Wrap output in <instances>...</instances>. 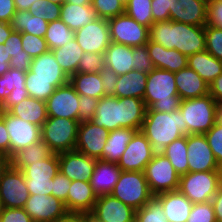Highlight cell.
I'll list each match as a JSON object with an SVG mask.
<instances>
[{
    "label": "cell",
    "mask_w": 222,
    "mask_h": 222,
    "mask_svg": "<svg viewBox=\"0 0 222 222\" xmlns=\"http://www.w3.org/2000/svg\"><path fill=\"white\" fill-rule=\"evenodd\" d=\"M146 109L144 100L140 98L104 96L99 99L91 121L109 132L120 128L140 131Z\"/></svg>",
    "instance_id": "6da1fadb"
},
{
    "label": "cell",
    "mask_w": 222,
    "mask_h": 222,
    "mask_svg": "<svg viewBox=\"0 0 222 222\" xmlns=\"http://www.w3.org/2000/svg\"><path fill=\"white\" fill-rule=\"evenodd\" d=\"M148 34L150 41L167 49H176L187 57L206 50L205 26L159 21L149 27Z\"/></svg>",
    "instance_id": "7a4b0ae2"
},
{
    "label": "cell",
    "mask_w": 222,
    "mask_h": 222,
    "mask_svg": "<svg viewBox=\"0 0 222 222\" xmlns=\"http://www.w3.org/2000/svg\"><path fill=\"white\" fill-rule=\"evenodd\" d=\"M141 132L151 143L154 152L161 153L174 140L187 136V125L179 110L171 113L146 111Z\"/></svg>",
    "instance_id": "3957f363"
},
{
    "label": "cell",
    "mask_w": 222,
    "mask_h": 222,
    "mask_svg": "<svg viewBox=\"0 0 222 222\" xmlns=\"http://www.w3.org/2000/svg\"><path fill=\"white\" fill-rule=\"evenodd\" d=\"M143 100L146 111L171 113L178 110L181 99L175 83V72L154 68L148 73Z\"/></svg>",
    "instance_id": "277c9868"
},
{
    "label": "cell",
    "mask_w": 222,
    "mask_h": 222,
    "mask_svg": "<svg viewBox=\"0 0 222 222\" xmlns=\"http://www.w3.org/2000/svg\"><path fill=\"white\" fill-rule=\"evenodd\" d=\"M217 103L210 95L181 100L179 111L187 125V135L205 134L215 124Z\"/></svg>",
    "instance_id": "5b68a950"
},
{
    "label": "cell",
    "mask_w": 222,
    "mask_h": 222,
    "mask_svg": "<svg viewBox=\"0 0 222 222\" xmlns=\"http://www.w3.org/2000/svg\"><path fill=\"white\" fill-rule=\"evenodd\" d=\"M80 122L62 117H48L41 126V140L53 153L75 150Z\"/></svg>",
    "instance_id": "8992f818"
},
{
    "label": "cell",
    "mask_w": 222,
    "mask_h": 222,
    "mask_svg": "<svg viewBox=\"0 0 222 222\" xmlns=\"http://www.w3.org/2000/svg\"><path fill=\"white\" fill-rule=\"evenodd\" d=\"M111 195L136 211L154 196L144 172L138 171H122Z\"/></svg>",
    "instance_id": "52a82bcc"
},
{
    "label": "cell",
    "mask_w": 222,
    "mask_h": 222,
    "mask_svg": "<svg viewBox=\"0 0 222 222\" xmlns=\"http://www.w3.org/2000/svg\"><path fill=\"white\" fill-rule=\"evenodd\" d=\"M218 189L217 171L188 172L180 175L178 191L193 204L211 201Z\"/></svg>",
    "instance_id": "ba28073f"
},
{
    "label": "cell",
    "mask_w": 222,
    "mask_h": 222,
    "mask_svg": "<svg viewBox=\"0 0 222 222\" xmlns=\"http://www.w3.org/2000/svg\"><path fill=\"white\" fill-rule=\"evenodd\" d=\"M144 174L154 196L178 190L180 175L162 153L154 154L152 160L146 165Z\"/></svg>",
    "instance_id": "9c48e42d"
},
{
    "label": "cell",
    "mask_w": 222,
    "mask_h": 222,
    "mask_svg": "<svg viewBox=\"0 0 222 222\" xmlns=\"http://www.w3.org/2000/svg\"><path fill=\"white\" fill-rule=\"evenodd\" d=\"M111 41L130 47L143 46L149 40V28L126 13L107 19Z\"/></svg>",
    "instance_id": "30bf717a"
},
{
    "label": "cell",
    "mask_w": 222,
    "mask_h": 222,
    "mask_svg": "<svg viewBox=\"0 0 222 222\" xmlns=\"http://www.w3.org/2000/svg\"><path fill=\"white\" fill-rule=\"evenodd\" d=\"M28 198L23 172L10 165L0 180V201L3 208H24Z\"/></svg>",
    "instance_id": "8fae6325"
},
{
    "label": "cell",
    "mask_w": 222,
    "mask_h": 222,
    "mask_svg": "<svg viewBox=\"0 0 222 222\" xmlns=\"http://www.w3.org/2000/svg\"><path fill=\"white\" fill-rule=\"evenodd\" d=\"M154 154L151 143L140 130L133 135L117 165L122 171L144 172Z\"/></svg>",
    "instance_id": "7c38bea8"
},
{
    "label": "cell",
    "mask_w": 222,
    "mask_h": 222,
    "mask_svg": "<svg viewBox=\"0 0 222 222\" xmlns=\"http://www.w3.org/2000/svg\"><path fill=\"white\" fill-rule=\"evenodd\" d=\"M4 122L10 137L9 157L41 140V127L4 111Z\"/></svg>",
    "instance_id": "4fadbf2b"
},
{
    "label": "cell",
    "mask_w": 222,
    "mask_h": 222,
    "mask_svg": "<svg viewBox=\"0 0 222 222\" xmlns=\"http://www.w3.org/2000/svg\"><path fill=\"white\" fill-rule=\"evenodd\" d=\"M75 40L84 52L104 53L110 45V30L107 19L97 18L75 31Z\"/></svg>",
    "instance_id": "5bb4252c"
},
{
    "label": "cell",
    "mask_w": 222,
    "mask_h": 222,
    "mask_svg": "<svg viewBox=\"0 0 222 222\" xmlns=\"http://www.w3.org/2000/svg\"><path fill=\"white\" fill-rule=\"evenodd\" d=\"M79 98L80 95L70 83L57 87L45 101L48 117H62L79 121Z\"/></svg>",
    "instance_id": "9a60e30c"
},
{
    "label": "cell",
    "mask_w": 222,
    "mask_h": 222,
    "mask_svg": "<svg viewBox=\"0 0 222 222\" xmlns=\"http://www.w3.org/2000/svg\"><path fill=\"white\" fill-rule=\"evenodd\" d=\"M188 172L217 171L219 165L204 134L187 135Z\"/></svg>",
    "instance_id": "2e32d148"
},
{
    "label": "cell",
    "mask_w": 222,
    "mask_h": 222,
    "mask_svg": "<svg viewBox=\"0 0 222 222\" xmlns=\"http://www.w3.org/2000/svg\"><path fill=\"white\" fill-rule=\"evenodd\" d=\"M109 131L92 121L80 122L75 150L89 157L103 160V148Z\"/></svg>",
    "instance_id": "e0dca14e"
},
{
    "label": "cell",
    "mask_w": 222,
    "mask_h": 222,
    "mask_svg": "<svg viewBox=\"0 0 222 222\" xmlns=\"http://www.w3.org/2000/svg\"><path fill=\"white\" fill-rule=\"evenodd\" d=\"M24 209L33 222H56L68 212L62 200L45 194L29 195Z\"/></svg>",
    "instance_id": "ac0fdd59"
},
{
    "label": "cell",
    "mask_w": 222,
    "mask_h": 222,
    "mask_svg": "<svg viewBox=\"0 0 222 222\" xmlns=\"http://www.w3.org/2000/svg\"><path fill=\"white\" fill-rule=\"evenodd\" d=\"M59 171L71 181H90L96 164V158L89 157L76 150L58 153Z\"/></svg>",
    "instance_id": "d6986e66"
},
{
    "label": "cell",
    "mask_w": 222,
    "mask_h": 222,
    "mask_svg": "<svg viewBox=\"0 0 222 222\" xmlns=\"http://www.w3.org/2000/svg\"><path fill=\"white\" fill-rule=\"evenodd\" d=\"M25 79L54 80L55 88L69 83V77L62 70L51 50L32 58L30 69L26 72Z\"/></svg>",
    "instance_id": "ffe728a7"
},
{
    "label": "cell",
    "mask_w": 222,
    "mask_h": 222,
    "mask_svg": "<svg viewBox=\"0 0 222 222\" xmlns=\"http://www.w3.org/2000/svg\"><path fill=\"white\" fill-rule=\"evenodd\" d=\"M91 213L102 222H135L136 210L109 194L97 197Z\"/></svg>",
    "instance_id": "44dd1931"
},
{
    "label": "cell",
    "mask_w": 222,
    "mask_h": 222,
    "mask_svg": "<svg viewBox=\"0 0 222 222\" xmlns=\"http://www.w3.org/2000/svg\"><path fill=\"white\" fill-rule=\"evenodd\" d=\"M170 20L205 26L207 24L208 0H169Z\"/></svg>",
    "instance_id": "7402d4cb"
},
{
    "label": "cell",
    "mask_w": 222,
    "mask_h": 222,
    "mask_svg": "<svg viewBox=\"0 0 222 222\" xmlns=\"http://www.w3.org/2000/svg\"><path fill=\"white\" fill-rule=\"evenodd\" d=\"M121 172L117 163L97 159L90 178V185L96 196L111 194Z\"/></svg>",
    "instance_id": "603a6c76"
},
{
    "label": "cell",
    "mask_w": 222,
    "mask_h": 222,
    "mask_svg": "<svg viewBox=\"0 0 222 222\" xmlns=\"http://www.w3.org/2000/svg\"><path fill=\"white\" fill-rule=\"evenodd\" d=\"M175 83L181 100L209 94V85L197 72L188 66L175 72Z\"/></svg>",
    "instance_id": "cb8c5ba5"
},
{
    "label": "cell",
    "mask_w": 222,
    "mask_h": 222,
    "mask_svg": "<svg viewBox=\"0 0 222 222\" xmlns=\"http://www.w3.org/2000/svg\"><path fill=\"white\" fill-rule=\"evenodd\" d=\"M146 45L155 68L177 72L187 67L188 57L178 50L167 49L150 40Z\"/></svg>",
    "instance_id": "d4e9b609"
},
{
    "label": "cell",
    "mask_w": 222,
    "mask_h": 222,
    "mask_svg": "<svg viewBox=\"0 0 222 222\" xmlns=\"http://www.w3.org/2000/svg\"><path fill=\"white\" fill-rule=\"evenodd\" d=\"M168 222H187L193 203L178 190L155 195Z\"/></svg>",
    "instance_id": "484cf974"
},
{
    "label": "cell",
    "mask_w": 222,
    "mask_h": 222,
    "mask_svg": "<svg viewBox=\"0 0 222 222\" xmlns=\"http://www.w3.org/2000/svg\"><path fill=\"white\" fill-rule=\"evenodd\" d=\"M97 200L90 181L74 180L71 182L67 196L68 212H92Z\"/></svg>",
    "instance_id": "4316f807"
},
{
    "label": "cell",
    "mask_w": 222,
    "mask_h": 222,
    "mask_svg": "<svg viewBox=\"0 0 222 222\" xmlns=\"http://www.w3.org/2000/svg\"><path fill=\"white\" fill-rule=\"evenodd\" d=\"M104 60L105 67L111 69L117 75H123L134 70V57L130 46L111 41L104 52Z\"/></svg>",
    "instance_id": "83f0119b"
},
{
    "label": "cell",
    "mask_w": 222,
    "mask_h": 222,
    "mask_svg": "<svg viewBox=\"0 0 222 222\" xmlns=\"http://www.w3.org/2000/svg\"><path fill=\"white\" fill-rule=\"evenodd\" d=\"M187 66L197 72L208 85L222 74V61L207 50L188 56Z\"/></svg>",
    "instance_id": "f1b7e54d"
},
{
    "label": "cell",
    "mask_w": 222,
    "mask_h": 222,
    "mask_svg": "<svg viewBox=\"0 0 222 222\" xmlns=\"http://www.w3.org/2000/svg\"><path fill=\"white\" fill-rule=\"evenodd\" d=\"M8 112L15 117L40 127L48 118L45 101L32 97L23 99L20 103L12 106Z\"/></svg>",
    "instance_id": "f546056e"
},
{
    "label": "cell",
    "mask_w": 222,
    "mask_h": 222,
    "mask_svg": "<svg viewBox=\"0 0 222 222\" xmlns=\"http://www.w3.org/2000/svg\"><path fill=\"white\" fill-rule=\"evenodd\" d=\"M98 18L91 5L65 3L61 6L60 19L72 30L76 31Z\"/></svg>",
    "instance_id": "4dcf8cb0"
},
{
    "label": "cell",
    "mask_w": 222,
    "mask_h": 222,
    "mask_svg": "<svg viewBox=\"0 0 222 222\" xmlns=\"http://www.w3.org/2000/svg\"><path fill=\"white\" fill-rule=\"evenodd\" d=\"M147 73L132 70L126 74L119 75L116 84L115 97H135L143 99L147 83Z\"/></svg>",
    "instance_id": "1f68e13d"
},
{
    "label": "cell",
    "mask_w": 222,
    "mask_h": 222,
    "mask_svg": "<svg viewBox=\"0 0 222 222\" xmlns=\"http://www.w3.org/2000/svg\"><path fill=\"white\" fill-rule=\"evenodd\" d=\"M137 132L134 129L120 128L109 132L106 145L103 148V160L118 163L128 143Z\"/></svg>",
    "instance_id": "d6a6232c"
},
{
    "label": "cell",
    "mask_w": 222,
    "mask_h": 222,
    "mask_svg": "<svg viewBox=\"0 0 222 222\" xmlns=\"http://www.w3.org/2000/svg\"><path fill=\"white\" fill-rule=\"evenodd\" d=\"M56 61L61 66L62 70L70 78L74 73H77L78 64L83 56V49L74 39L67 42L64 46L51 50Z\"/></svg>",
    "instance_id": "836d02e7"
},
{
    "label": "cell",
    "mask_w": 222,
    "mask_h": 222,
    "mask_svg": "<svg viewBox=\"0 0 222 222\" xmlns=\"http://www.w3.org/2000/svg\"><path fill=\"white\" fill-rule=\"evenodd\" d=\"M69 83L79 95H86L96 99L104 97L100 72L74 73L69 78Z\"/></svg>",
    "instance_id": "e575fe53"
},
{
    "label": "cell",
    "mask_w": 222,
    "mask_h": 222,
    "mask_svg": "<svg viewBox=\"0 0 222 222\" xmlns=\"http://www.w3.org/2000/svg\"><path fill=\"white\" fill-rule=\"evenodd\" d=\"M10 26L16 32L30 33L44 38L48 22L40 17L31 15L29 10H16L14 16L11 18Z\"/></svg>",
    "instance_id": "d590c367"
},
{
    "label": "cell",
    "mask_w": 222,
    "mask_h": 222,
    "mask_svg": "<svg viewBox=\"0 0 222 222\" xmlns=\"http://www.w3.org/2000/svg\"><path fill=\"white\" fill-rule=\"evenodd\" d=\"M22 172L25 179H32V181H51L59 172L58 154L52 153L49 157L26 166Z\"/></svg>",
    "instance_id": "8d00e7d4"
},
{
    "label": "cell",
    "mask_w": 222,
    "mask_h": 222,
    "mask_svg": "<svg viewBox=\"0 0 222 222\" xmlns=\"http://www.w3.org/2000/svg\"><path fill=\"white\" fill-rule=\"evenodd\" d=\"M52 153L49 147L40 140L15 153L11 157V165L22 171L26 166L43 160Z\"/></svg>",
    "instance_id": "74e56055"
},
{
    "label": "cell",
    "mask_w": 222,
    "mask_h": 222,
    "mask_svg": "<svg viewBox=\"0 0 222 222\" xmlns=\"http://www.w3.org/2000/svg\"><path fill=\"white\" fill-rule=\"evenodd\" d=\"M161 153L169 159L179 175L188 173L186 135L171 142Z\"/></svg>",
    "instance_id": "f35d334b"
},
{
    "label": "cell",
    "mask_w": 222,
    "mask_h": 222,
    "mask_svg": "<svg viewBox=\"0 0 222 222\" xmlns=\"http://www.w3.org/2000/svg\"><path fill=\"white\" fill-rule=\"evenodd\" d=\"M4 44L7 45L8 55L11 56L10 67L27 72L32 57L22 49L21 32L13 31Z\"/></svg>",
    "instance_id": "ab89813d"
},
{
    "label": "cell",
    "mask_w": 222,
    "mask_h": 222,
    "mask_svg": "<svg viewBox=\"0 0 222 222\" xmlns=\"http://www.w3.org/2000/svg\"><path fill=\"white\" fill-rule=\"evenodd\" d=\"M74 37L75 31H72L61 19H58L48 23L44 39L49 50H53L64 46Z\"/></svg>",
    "instance_id": "60d3db41"
},
{
    "label": "cell",
    "mask_w": 222,
    "mask_h": 222,
    "mask_svg": "<svg viewBox=\"0 0 222 222\" xmlns=\"http://www.w3.org/2000/svg\"><path fill=\"white\" fill-rule=\"evenodd\" d=\"M125 13L139 24L150 27L153 24L151 0H128Z\"/></svg>",
    "instance_id": "b9f144b4"
},
{
    "label": "cell",
    "mask_w": 222,
    "mask_h": 222,
    "mask_svg": "<svg viewBox=\"0 0 222 222\" xmlns=\"http://www.w3.org/2000/svg\"><path fill=\"white\" fill-rule=\"evenodd\" d=\"M25 77L26 72L14 68L0 76V106L14 88L25 89Z\"/></svg>",
    "instance_id": "7bdbcfd3"
},
{
    "label": "cell",
    "mask_w": 222,
    "mask_h": 222,
    "mask_svg": "<svg viewBox=\"0 0 222 222\" xmlns=\"http://www.w3.org/2000/svg\"><path fill=\"white\" fill-rule=\"evenodd\" d=\"M135 222H168L161 202L153 196L135 213Z\"/></svg>",
    "instance_id": "ee69618b"
},
{
    "label": "cell",
    "mask_w": 222,
    "mask_h": 222,
    "mask_svg": "<svg viewBox=\"0 0 222 222\" xmlns=\"http://www.w3.org/2000/svg\"><path fill=\"white\" fill-rule=\"evenodd\" d=\"M29 97L46 101L55 91L54 80L25 79Z\"/></svg>",
    "instance_id": "f6af8a7d"
},
{
    "label": "cell",
    "mask_w": 222,
    "mask_h": 222,
    "mask_svg": "<svg viewBox=\"0 0 222 222\" xmlns=\"http://www.w3.org/2000/svg\"><path fill=\"white\" fill-rule=\"evenodd\" d=\"M61 6L47 0H37L29 8L31 15L40 17L48 23L60 19Z\"/></svg>",
    "instance_id": "bcb514c9"
},
{
    "label": "cell",
    "mask_w": 222,
    "mask_h": 222,
    "mask_svg": "<svg viewBox=\"0 0 222 222\" xmlns=\"http://www.w3.org/2000/svg\"><path fill=\"white\" fill-rule=\"evenodd\" d=\"M91 6L98 18L109 19L125 13V6L120 0H92Z\"/></svg>",
    "instance_id": "7dc6e473"
},
{
    "label": "cell",
    "mask_w": 222,
    "mask_h": 222,
    "mask_svg": "<svg viewBox=\"0 0 222 222\" xmlns=\"http://www.w3.org/2000/svg\"><path fill=\"white\" fill-rule=\"evenodd\" d=\"M206 50L222 61V28L205 25Z\"/></svg>",
    "instance_id": "c3c4849f"
},
{
    "label": "cell",
    "mask_w": 222,
    "mask_h": 222,
    "mask_svg": "<svg viewBox=\"0 0 222 222\" xmlns=\"http://www.w3.org/2000/svg\"><path fill=\"white\" fill-rule=\"evenodd\" d=\"M22 49L32 58L38 57L49 51L44 38L21 32Z\"/></svg>",
    "instance_id": "681fc988"
},
{
    "label": "cell",
    "mask_w": 222,
    "mask_h": 222,
    "mask_svg": "<svg viewBox=\"0 0 222 222\" xmlns=\"http://www.w3.org/2000/svg\"><path fill=\"white\" fill-rule=\"evenodd\" d=\"M105 67L104 53L84 52L78 64L79 73L100 72Z\"/></svg>",
    "instance_id": "f907efd6"
},
{
    "label": "cell",
    "mask_w": 222,
    "mask_h": 222,
    "mask_svg": "<svg viewBox=\"0 0 222 222\" xmlns=\"http://www.w3.org/2000/svg\"><path fill=\"white\" fill-rule=\"evenodd\" d=\"M187 222H216L212 202L193 204Z\"/></svg>",
    "instance_id": "816d5d0a"
},
{
    "label": "cell",
    "mask_w": 222,
    "mask_h": 222,
    "mask_svg": "<svg viewBox=\"0 0 222 222\" xmlns=\"http://www.w3.org/2000/svg\"><path fill=\"white\" fill-rule=\"evenodd\" d=\"M209 147L212 150L216 163L222 165V125L215 123L207 133L204 134Z\"/></svg>",
    "instance_id": "f5cc1de1"
},
{
    "label": "cell",
    "mask_w": 222,
    "mask_h": 222,
    "mask_svg": "<svg viewBox=\"0 0 222 222\" xmlns=\"http://www.w3.org/2000/svg\"><path fill=\"white\" fill-rule=\"evenodd\" d=\"M132 56L134 57V70L148 74L155 68L150 59L147 45L132 47Z\"/></svg>",
    "instance_id": "db71d44e"
},
{
    "label": "cell",
    "mask_w": 222,
    "mask_h": 222,
    "mask_svg": "<svg viewBox=\"0 0 222 222\" xmlns=\"http://www.w3.org/2000/svg\"><path fill=\"white\" fill-rule=\"evenodd\" d=\"M71 180L60 171L53 177L51 196L62 200L67 209L68 190L71 186Z\"/></svg>",
    "instance_id": "11a10c76"
},
{
    "label": "cell",
    "mask_w": 222,
    "mask_h": 222,
    "mask_svg": "<svg viewBox=\"0 0 222 222\" xmlns=\"http://www.w3.org/2000/svg\"><path fill=\"white\" fill-rule=\"evenodd\" d=\"M98 101L99 99L86 95H80L78 102L79 122L91 121L93 119Z\"/></svg>",
    "instance_id": "9f6ffc18"
},
{
    "label": "cell",
    "mask_w": 222,
    "mask_h": 222,
    "mask_svg": "<svg viewBox=\"0 0 222 222\" xmlns=\"http://www.w3.org/2000/svg\"><path fill=\"white\" fill-rule=\"evenodd\" d=\"M207 25L222 28V0H208Z\"/></svg>",
    "instance_id": "6f0895ef"
},
{
    "label": "cell",
    "mask_w": 222,
    "mask_h": 222,
    "mask_svg": "<svg viewBox=\"0 0 222 222\" xmlns=\"http://www.w3.org/2000/svg\"><path fill=\"white\" fill-rule=\"evenodd\" d=\"M0 222H33L24 208H3Z\"/></svg>",
    "instance_id": "680465c9"
},
{
    "label": "cell",
    "mask_w": 222,
    "mask_h": 222,
    "mask_svg": "<svg viewBox=\"0 0 222 222\" xmlns=\"http://www.w3.org/2000/svg\"><path fill=\"white\" fill-rule=\"evenodd\" d=\"M169 10V0H151V12L153 16V23L170 20Z\"/></svg>",
    "instance_id": "91938a15"
},
{
    "label": "cell",
    "mask_w": 222,
    "mask_h": 222,
    "mask_svg": "<svg viewBox=\"0 0 222 222\" xmlns=\"http://www.w3.org/2000/svg\"><path fill=\"white\" fill-rule=\"evenodd\" d=\"M100 76L103 83L104 96H115L116 84L119 75L111 69L104 67L100 71Z\"/></svg>",
    "instance_id": "94428289"
},
{
    "label": "cell",
    "mask_w": 222,
    "mask_h": 222,
    "mask_svg": "<svg viewBox=\"0 0 222 222\" xmlns=\"http://www.w3.org/2000/svg\"><path fill=\"white\" fill-rule=\"evenodd\" d=\"M26 185L28 187L29 195L41 194L51 196L52 183L51 181H32V179H25Z\"/></svg>",
    "instance_id": "6125c7cd"
},
{
    "label": "cell",
    "mask_w": 222,
    "mask_h": 222,
    "mask_svg": "<svg viewBox=\"0 0 222 222\" xmlns=\"http://www.w3.org/2000/svg\"><path fill=\"white\" fill-rule=\"evenodd\" d=\"M29 97L26 89H13L7 96V99L0 106V111H8L12 106L20 103L23 99Z\"/></svg>",
    "instance_id": "be15d7a7"
},
{
    "label": "cell",
    "mask_w": 222,
    "mask_h": 222,
    "mask_svg": "<svg viewBox=\"0 0 222 222\" xmlns=\"http://www.w3.org/2000/svg\"><path fill=\"white\" fill-rule=\"evenodd\" d=\"M10 137L4 122V111H0V152L9 156Z\"/></svg>",
    "instance_id": "e7e4bbea"
},
{
    "label": "cell",
    "mask_w": 222,
    "mask_h": 222,
    "mask_svg": "<svg viewBox=\"0 0 222 222\" xmlns=\"http://www.w3.org/2000/svg\"><path fill=\"white\" fill-rule=\"evenodd\" d=\"M15 12L14 0H0V22L10 23Z\"/></svg>",
    "instance_id": "03108f58"
},
{
    "label": "cell",
    "mask_w": 222,
    "mask_h": 222,
    "mask_svg": "<svg viewBox=\"0 0 222 222\" xmlns=\"http://www.w3.org/2000/svg\"><path fill=\"white\" fill-rule=\"evenodd\" d=\"M209 94L215 99L217 104H222V74L209 85Z\"/></svg>",
    "instance_id": "003e7915"
},
{
    "label": "cell",
    "mask_w": 222,
    "mask_h": 222,
    "mask_svg": "<svg viewBox=\"0 0 222 222\" xmlns=\"http://www.w3.org/2000/svg\"><path fill=\"white\" fill-rule=\"evenodd\" d=\"M211 202L214 207L216 222H222V189L221 188L217 190V193L213 196Z\"/></svg>",
    "instance_id": "a7ac6f4b"
},
{
    "label": "cell",
    "mask_w": 222,
    "mask_h": 222,
    "mask_svg": "<svg viewBox=\"0 0 222 222\" xmlns=\"http://www.w3.org/2000/svg\"><path fill=\"white\" fill-rule=\"evenodd\" d=\"M56 222H85V213L81 212H67Z\"/></svg>",
    "instance_id": "89a4df30"
},
{
    "label": "cell",
    "mask_w": 222,
    "mask_h": 222,
    "mask_svg": "<svg viewBox=\"0 0 222 222\" xmlns=\"http://www.w3.org/2000/svg\"><path fill=\"white\" fill-rule=\"evenodd\" d=\"M13 31L10 23L0 22V44H3L9 38Z\"/></svg>",
    "instance_id": "2644e50d"
},
{
    "label": "cell",
    "mask_w": 222,
    "mask_h": 222,
    "mask_svg": "<svg viewBox=\"0 0 222 222\" xmlns=\"http://www.w3.org/2000/svg\"><path fill=\"white\" fill-rule=\"evenodd\" d=\"M10 165H11V158L7 154L0 152V180L5 171L10 167Z\"/></svg>",
    "instance_id": "8c879c8a"
},
{
    "label": "cell",
    "mask_w": 222,
    "mask_h": 222,
    "mask_svg": "<svg viewBox=\"0 0 222 222\" xmlns=\"http://www.w3.org/2000/svg\"><path fill=\"white\" fill-rule=\"evenodd\" d=\"M37 0H14V5L16 10H22L26 11L29 10L32 3H34Z\"/></svg>",
    "instance_id": "753ad0ef"
},
{
    "label": "cell",
    "mask_w": 222,
    "mask_h": 222,
    "mask_svg": "<svg viewBox=\"0 0 222 222\" xmlns=\"http://www.w3.org/2000/svg\"><path fill=\"white\" fill-rule=\"evenodd\" d=\"M11 56L8 55L7 45L0 44V62H10Z\"/></svg>",
    "instance_id": "34e18365"
},
{
    "label": "cell",
    "mask_w": 222,
    "mask_h": 222,
    "mask_svg": "<svg viewBox=\"0 0 222 222\" xmlns=\"http://www.w3.org/2000/svg\"><path fill=\"white\" fill-rule=\"evenodd\" d=\"M215 123L222 125V104H217L216 106Z\"/></svg>",
    "instance_id": "11e5206c"
},
{
    "label": "cell",
    "mask_w": 222,
    "mask_h": 222,
    "mask_svg": "<svg viewBox=\"0 0 222 222\" xmlns=\"http://www.w3.org/2000/svg\"><path fill=\"white\" fill-rule=\"evenodd\" d=\"M66 2L76 5H91L92 0H66Z\"/></svg>",
    "instance_id": "2a66077c"
},
{
    "label": "cell",
    "mask_w": 222,
    "mask_h": 222,
    "mask_svg": "<svg viewBox=\"0 0 222 222\" xmlns=\"http://www.w3.org/2000/svg\"><path fill=\"white\" fill-rule=\"evenodd\" d=\"M10 62H0V76L10 69Z\"/></svg>",
    "instance_id": "b9fcfbb0"
},
{
    "label": "cell",
    "mask_w": 222,
    "mask_h": 222,
    "mask_svg": "<svg viewBox=\"0 0 222 222\" xmlns=\"http://www.w3.org/2000/svg\"><path fill=\"white\" fill-rule=\"evenodd\" d=\"M85 222H102L99 220L95 215H93L91 212L85 213Z\"/></svg>",
    "instance_id": "09005b40"
},
{
    "label": "cell",
    "mask_w": 222,
    "mask_h": 222,
    "mask_svg": "<svg viewBox=\"0 0 222 222\" xmlns=\"http://www.w3.org/2000/svg\"><path fill=\"white\" fill-rule=\"evenodd\" d=\"M217 173H218L219 188L222 189V165L219 166Z\"/></svg>",
    "instance_id": "979ff035"
},
{
    "label": "cell",
    "mask_w": 222,
    "mask_h": 222,
    "mask_svg": "<svg viewBox=\"0 0 222 222\" xmlns=\"http://www.w3.org/2000/svg\"><path fill=\"white\" fill-rule=\"evenodd\" d=\"M47 1H51L52 3H56L59 5H63L66 3V0H47Z\"/></svg>",
    "instance_id": "deb4b68c"
},
{
    "label": "cell",
    "mask_w": 222,
    "mask_h": 222,
    "mask_svg": "<svg viewBox=\"0 0 222 222\" xmlns=\"http://www.w3.org/2000/svg\"><path fill=\"white\" fill-rule=\"evenodd\" d=\"M2 211H3V205H2V203H1V201H0V216H1V214H2Z\"/></svg>",
    "instance_id": "67dfc351"
},
{
    "label": "cell",
    "mask_w": 222,
    "mask_h": 222,
    "mask_svg": "<svg viewBox=\"0 0 222 222\" xmlns=\"http://www.w3.org/2000/svg\"><path fill=\"white\" fill-rule=\"evenodd\" d=\"M124 5L128 2V0H120Z\"/></svg>",
    "instance_id": "b62a3aed"
}]
</instances>
